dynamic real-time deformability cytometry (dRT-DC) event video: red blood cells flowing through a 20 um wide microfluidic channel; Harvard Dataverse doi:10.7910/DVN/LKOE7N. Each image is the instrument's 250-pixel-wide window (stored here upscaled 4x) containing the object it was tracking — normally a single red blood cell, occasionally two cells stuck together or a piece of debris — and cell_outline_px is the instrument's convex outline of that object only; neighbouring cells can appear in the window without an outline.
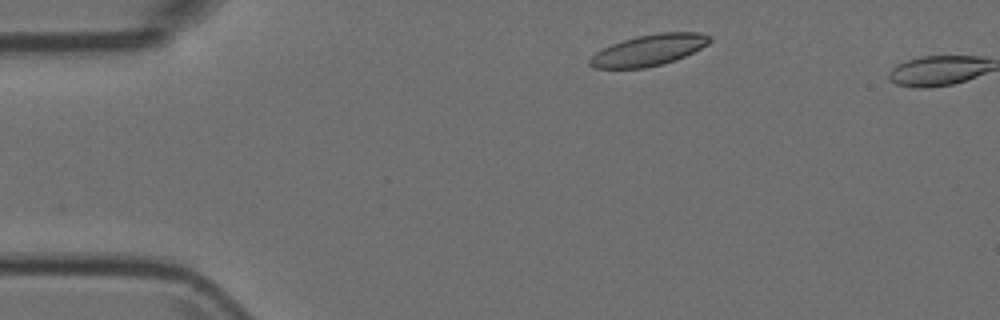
{"species": "Egyptian fruit bat (a non-hibernating species)", "species_latin": "Rousettus aegyptiacus", "temperature_condition": "room temperature", "stored_images_in_passage": 2, "camera_frame_rate_fps": 3000, "um_per_image_px": 0.085, "animal": {"sex": "female"}, "frame": {"image": 1, "passage_image": 1, "time_ms": 0.0, "image_size_px": [1000, 320], "cell_outline_px": [[712, 40], [708, 44], [676, 60], [644, 68], [592, 68], [588, 64], [588, 60], [596, 52], [612, 44], [636, 36], [660, 32], [700, 32], [712, 36]], "centroid_in_image_um": [55.16, 4.25], "position_along_channel_um": 29.8, "area_um2": 21.68}}